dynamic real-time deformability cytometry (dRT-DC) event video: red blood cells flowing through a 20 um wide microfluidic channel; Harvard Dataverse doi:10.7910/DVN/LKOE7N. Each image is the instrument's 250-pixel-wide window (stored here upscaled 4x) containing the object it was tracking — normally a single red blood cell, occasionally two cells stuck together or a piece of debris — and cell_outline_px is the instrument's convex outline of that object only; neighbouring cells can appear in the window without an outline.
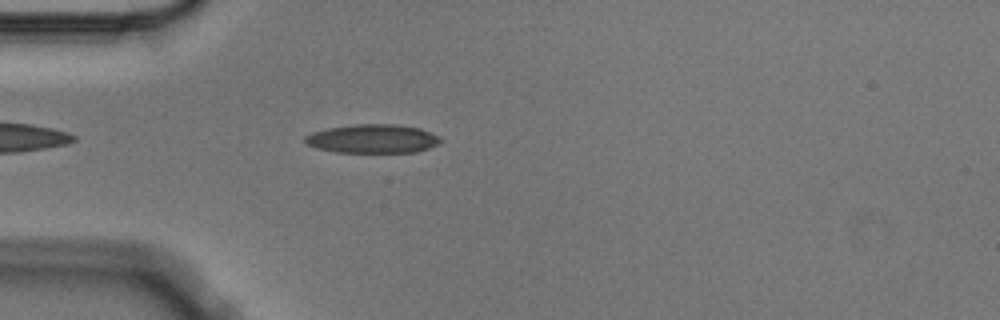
{"species": "Egyptian fruit bat (a non-hibernating species)", "species_latin": "Rousettus aegyptiacus", "temperature_condition": "cold", "stored_images_in_passage": 1, "camera_frame_rate_fps": 3000, "um_per_image_px": 0.085, "animal": {"sex": "male"}, "frame": {"image": 1, "passage_image": 1, "time_ms": 0.0, "image_size_px": [1000, 320], "cell_outline_px": [[444, 140], [428, 148], [416, 152], [336, 152], [316, 148], [308, 144], [304, 140], [304, 136], [312, 132], [328, 128], [352, 124], [396, 124], [420, 128], [440, 136]], "centroid_in_image_um": [31.68, 11.78], "position_along_channel_um": 53.3, "area_um2": 22.77}}